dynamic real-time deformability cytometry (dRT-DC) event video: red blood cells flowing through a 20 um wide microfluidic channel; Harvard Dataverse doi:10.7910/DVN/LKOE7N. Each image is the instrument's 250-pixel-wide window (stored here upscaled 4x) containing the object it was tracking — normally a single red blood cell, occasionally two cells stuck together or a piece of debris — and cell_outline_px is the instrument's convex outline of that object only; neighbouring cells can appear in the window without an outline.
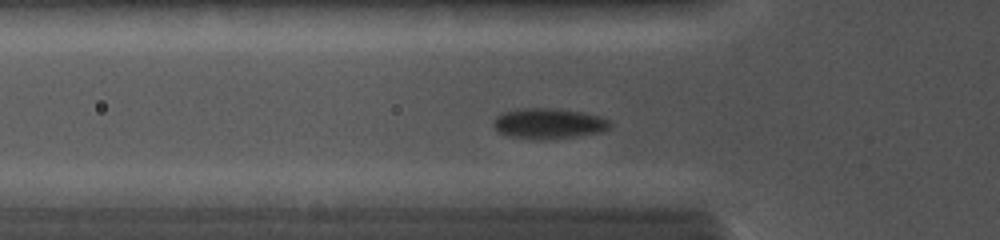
{"species": "common noctule bat (a hibernating species)", "species_latin": "Nyctalus noctula", "temperature_condition": "cold", "stored_images_in_passage": 30, "camera_frame_rate_fps": 5000, "um_per_image_px": 0.085, "animal": {"sex": "female", "body_mass_g": 19.0, "forearm_length_mm": 56.7}, "frame": {"image": 1, "passage_image": 7, "time_ms": 2.6, "image_size_px": [1000, 240], "cell_outline_px": [[612, 124], [604, 132], [576, 136], [540, 140], [532, 140], [508, 136], [496, 132], [492, 124], [496, 116], [500, 112], [516, 108], [560, 108], [584, 112], [600, 116], [608, 120]], "centroid_in_image_um": [46.58, 10.49], "position_along_channel_um": 79.2, "area_um2": 21.33}}
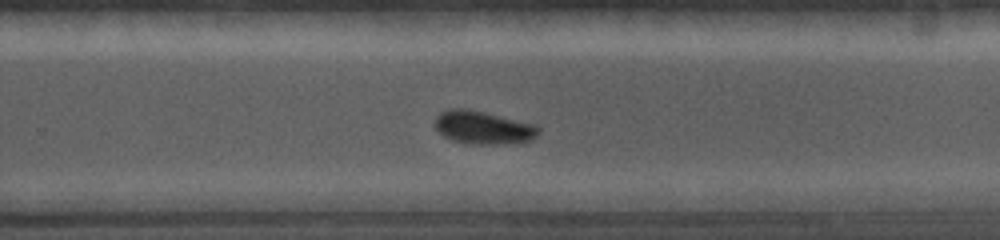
{"frame": {"image": 2, "passage_image": 19, "time_ms": 7.4, "image_size_px": [1000, 240], "cell_outline_px": [[540, 132], [532, 140], [512, 144], [468, 144], [452, 140], [444, 136], [432, 124], [436, 116], [440, 112], [448, 108], [468, 108], [540, 124]], "centroid_in_image_um": [41.11, 10.83], "position_along_channel_um": 288.7, "area_um2": 20.75}}
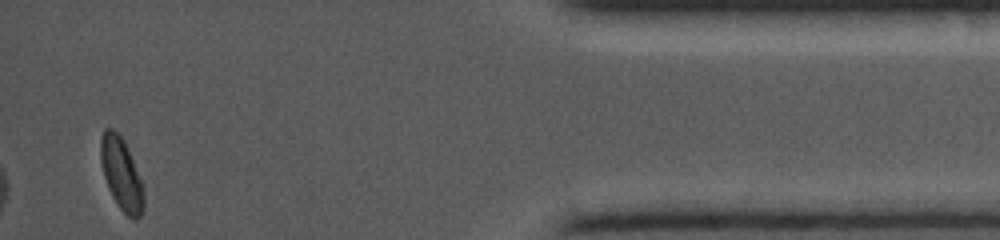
{"frame": {"image": 3, "passage_image": 30, "time_ms": 11.6, "image_size_px": [1000, 240], "cell_outline_px": [[144, 212], [136, 220], [132, 220], [120, 208], [112, 196], [108, 188], [104, 176], [100, 160], [100, 136], [104, 128], [112, 128], [124, 140], [128, 148], [144, 184]], "centroid_in_image_um": [10.34, 14.8], "position_along_channel_um": 424.9, "area_um2": 18.55}}